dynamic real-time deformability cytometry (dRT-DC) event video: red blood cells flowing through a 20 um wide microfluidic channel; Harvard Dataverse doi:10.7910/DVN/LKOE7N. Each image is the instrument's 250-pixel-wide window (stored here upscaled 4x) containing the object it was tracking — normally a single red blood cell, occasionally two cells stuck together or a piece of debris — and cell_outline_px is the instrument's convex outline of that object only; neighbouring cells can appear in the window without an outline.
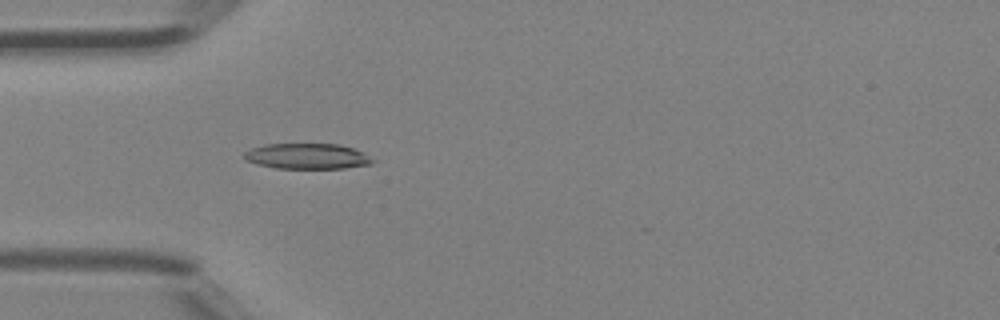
{"species": "Egyptian fruit bat (a non-hibernating species)", "species_latin": "Rousettus aegyptiacus", "temperature_condition": "room temperature", "stored_images_in_passage": 2, "camera_frame_rate_fps": 3000, "um_per_image_px": 0.085, "animal": {"sex": "female"}, "frame": {"image": 1, "passage_image": 2, "time_ms": 0.333, "image_size_px": [1000, 320], "cell_outline_px": [[376, 160], [372, 164], [344, 168], [276, 168], [256, 164], [248, 160], [244, 156], [244, 152], [252, 148], [264, 144], [340, 144], [352, 148]], "centroid_in_image_um": [26.11, 13.28], "position_along_channel_um": 58.9, "area_um2": 18.96}}